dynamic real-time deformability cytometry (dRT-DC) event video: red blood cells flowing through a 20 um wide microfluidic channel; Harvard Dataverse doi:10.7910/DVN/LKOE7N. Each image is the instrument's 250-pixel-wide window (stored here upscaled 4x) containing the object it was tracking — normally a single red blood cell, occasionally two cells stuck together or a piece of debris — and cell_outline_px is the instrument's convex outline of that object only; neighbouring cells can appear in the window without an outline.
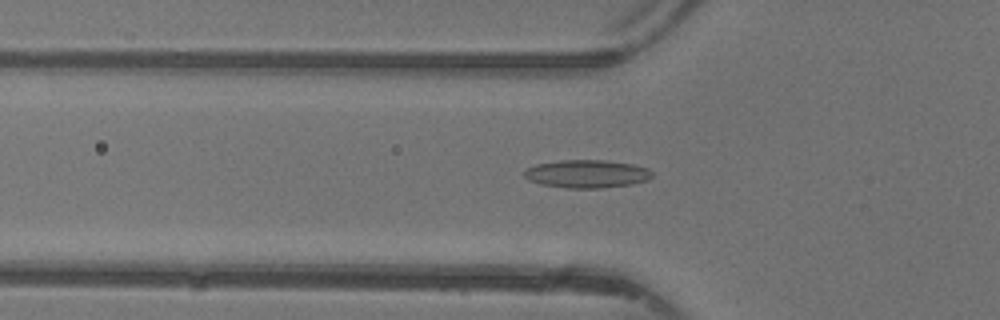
{"species": "common noctule bat (a hibernating species)", "species_latin": "Nyctalus noctula", "temperature_condition": "warm", "stored_images_in_passage": 47, "camera_frame_rate_fps": 3000, "um_per_image_px": 0.085, "animal": {"sex": "female"}, "frame": {"image": 1, "passage_image": 16, "time_ms": 5.0, "image_size_px": [1000, 320], "cell_outline_px": [[652, 176], [648, 180], [632, 184], [600, 188], [568, 188], [540, 184], [528, 180], [524, 176], [524, 172], [528, 168], [536, 164], [560, 160], [604, 160], [632, 164], [648, 168], [652, 172]], "centroid_in_image_um": [49.88, 14.78], "position_along_channel_um": 75.9, "area_um2": 20.87}}
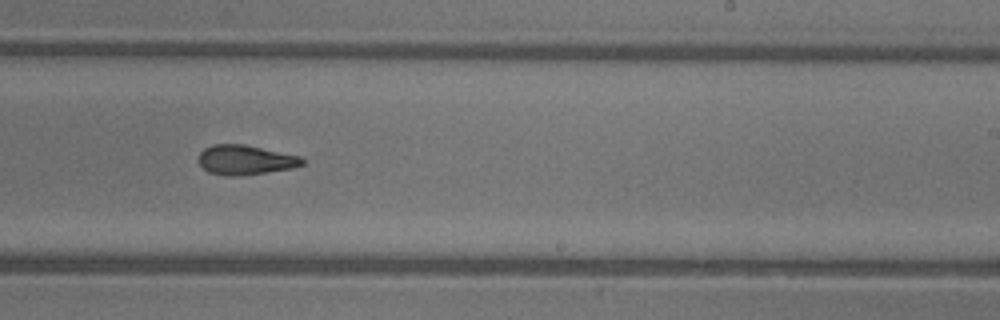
{"frame": {"image": 2, "passage_image": 29, "time_ms": 9.333, "image_size_px": [1000, 320], "cell_outline_px": [[304, 164], [292, 168], [264, 172], [208, 172], [200, 164], [200, 152], [204, 148], [212, 144], [244, 144], [300, 156], [304, 160]], "centroid_in_image_um": [20.9, 13.52], "position_along_channel_um": 268.1, "area_um2": 16.76}}
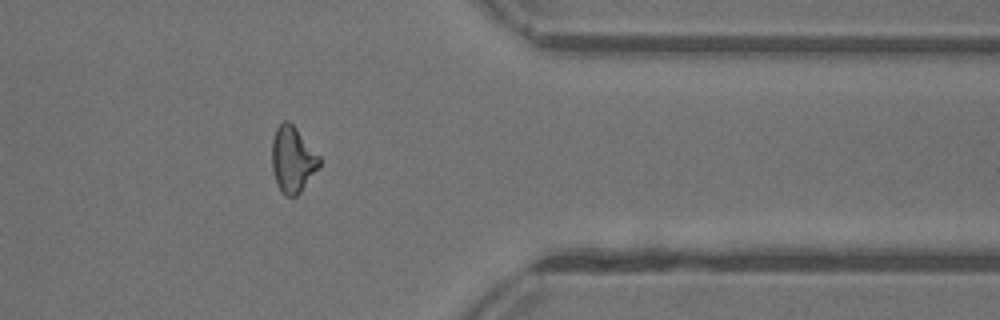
{"frame": {"image": 3, "passage_image": 38, "time_ms": 12.333, "image_size_px": [1000, 320], "cell_outline_px": [[320, 164], [300, 192], [296, 196], [284, 196], [276, 180], [272, 168], [272, 140], [276, 128], [284, 120], [288, 120], [296, 128], [320, 156]], "centroid_in_image_um": [24.86, 13.53], "position_along_channel_um": 386.5, "area_um2": 17.92}, "authors_computed_cell_mechanics": {"area_um2": 18.4382, "velocity_mm_per_s": 4.4165, "shape_relaxation_time_tau1_ms": null, "shape_relaxation_time_tau2_ms": 4.0526, "deformation_change_tau1": null, "deformation_change_tau2": 0.1441}}